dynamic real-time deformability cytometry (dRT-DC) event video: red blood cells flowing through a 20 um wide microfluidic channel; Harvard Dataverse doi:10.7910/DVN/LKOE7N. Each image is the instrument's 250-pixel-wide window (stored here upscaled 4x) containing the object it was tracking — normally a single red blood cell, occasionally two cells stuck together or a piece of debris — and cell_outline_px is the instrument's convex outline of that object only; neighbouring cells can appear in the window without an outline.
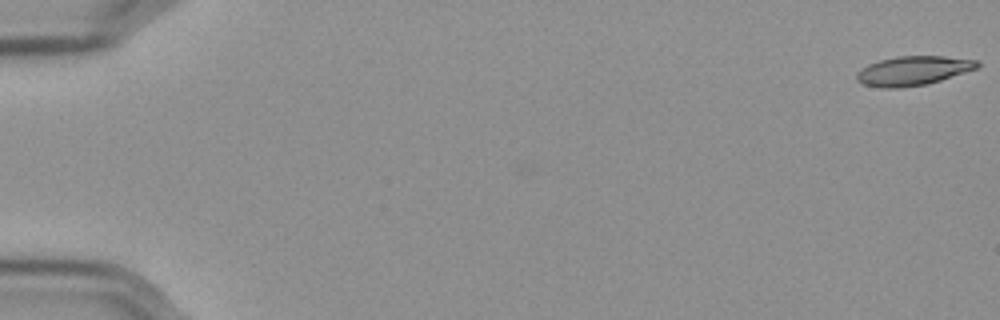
{"species": "Egyptian fruit bat (a non-hibernating species)", "species_latin": "Rousettus aegyptiacus", "temperature_condition": "cold", "stored_images_in_passage": 58, "camera_frame_rate_fps": 3000, "um_per_image_px": 0.085, "frame": {"image": 1, "passage_image": 1, "time_ms": 0.0, "image_size_px": [1000, 320], "cell_outline_px": [[980, 64], [976, 68], [928, 84], [900, 88], [884, 88], [864, 84], [856, 80], [856, 72], [860, 68], [868, 64], [880, 60], [896, 56], [944, 56], [980, 60]], "centroid_in_image_um": [77.58, 6.0], "position_along_channel_um": 7.4, "area_um2": 20.58}}
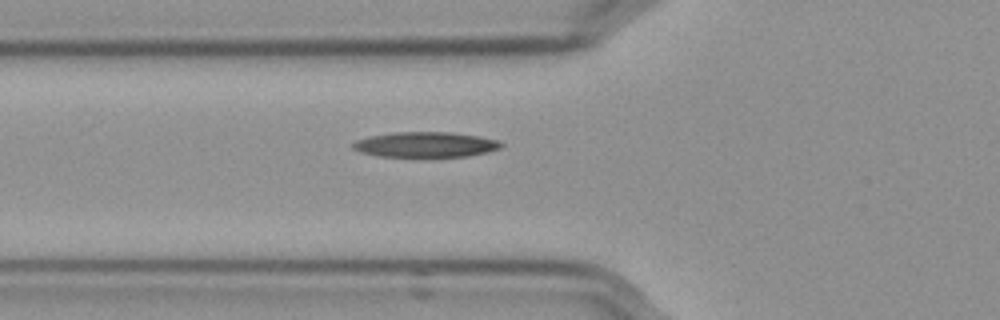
{"frame": {"image": 2, "passage_image": 22, "time_ms": 7.0, "image_size_px": [1000, 320], "cell_outline_px": [[504, 144], [500, 148], [488, 152], [468, 156], [432, 160], [380, 156], [360, 152], [352, 148], [352, 144], [356, 140], [368, 136], [392, 132], [452, 132], [480, 136], [500, 140]], "centroid_in_image_um": [36.2, 12.33], "position_along_channel_um": 89.6, "area_um2": 23.18}}
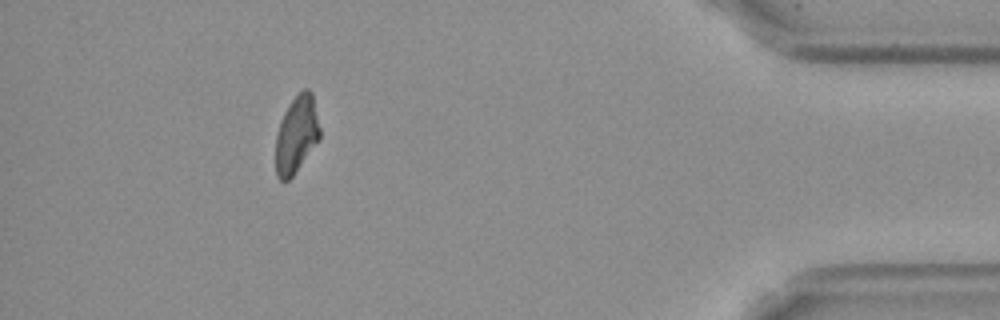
{"frame": {"image": 3, "passage_image": 53, "time_ms": 17.333, "image_size_px": [1000, 320], "cell_outline_px": [[320, 140], [292, 176], [288, 180], [280, 180], [276, 176], [276, 132], [280, 120], [288, 104], [304, 88], [308, 88], [312, 92], [320, 128]], "centroid_in_image_um": [25.2, 11.42], "position_along_channel_um": 410.0, "area_um2": 19.94}, "authors_computed_cell_mechanics": {"area_um2": 21.2126, "velocity_mm_per_s": 3.5655, "shape_relaxation_time_tau1_ms": 9.4025, "shape_relaxation_time_tau2_ms": null, "deformation_change_tau1": 0.2257, "deformation_change_tau2": null}}